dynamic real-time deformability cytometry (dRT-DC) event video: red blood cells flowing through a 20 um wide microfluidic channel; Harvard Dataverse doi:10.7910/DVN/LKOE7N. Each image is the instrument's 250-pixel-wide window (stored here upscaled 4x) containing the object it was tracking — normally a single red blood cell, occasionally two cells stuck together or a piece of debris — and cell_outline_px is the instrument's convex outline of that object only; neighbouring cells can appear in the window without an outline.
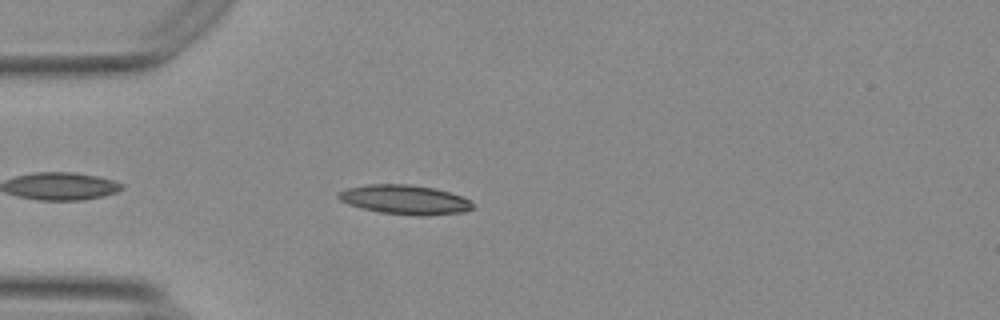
{"species": "Egyptian fruit bat (a non-hibernating species)", "species_latin": "Rousettus aegyptiacus", "temperature_condition": "warm", "stored_images_in_passage": 28, "camera_frame_rate_fps": 3000, "um_per_image_px": 0.085, "animal": {"sex": "female"}, "frame": {"image": 1, "passage_image": 4, "time_ms": 1.0, "image_size_px": [1000, 320], "cell_outline_px": [[472, 208], [464, 212], [428, 216], [416, 216], [380, 212], [348, 204], [340, 200], [336, 196], [336, 192], [348, 188], [368, 184], [408, 184], [432, 188], [448, 192], [460, 196], [468, 200], [472, 204]], "centroid_in_image_um": [34.37, 16.97], "position_along_channel_um": 50.6, "area_um2": 22.83}}
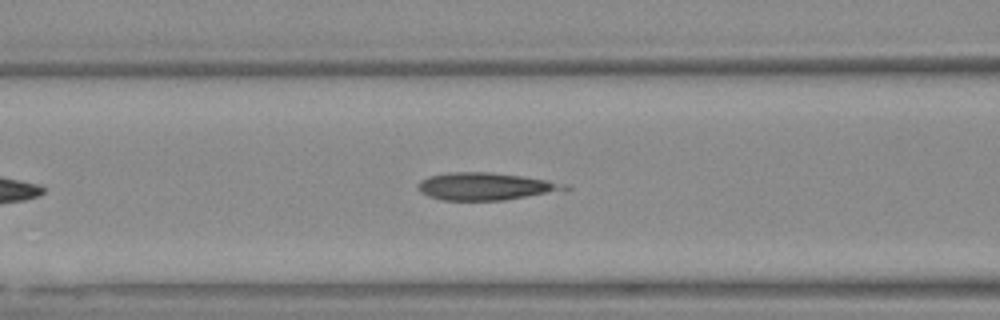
{"frame": {"image": 2, "passage_image": 11, "time_ms": 3.333, "image_size_px": [1000, 320], "cell_outline_px": [[572, 188], [504, 200], [440, 200], [428, 196], [420, 192], [420, 180], [428, 176], [448, 172], [492, 172], [524, 176], [548, 180], [568, 184]], "centroid_in_image_um": [41.25, 15.83], "position_along_channel_um": 125.4, "area_um2": 23.29}}
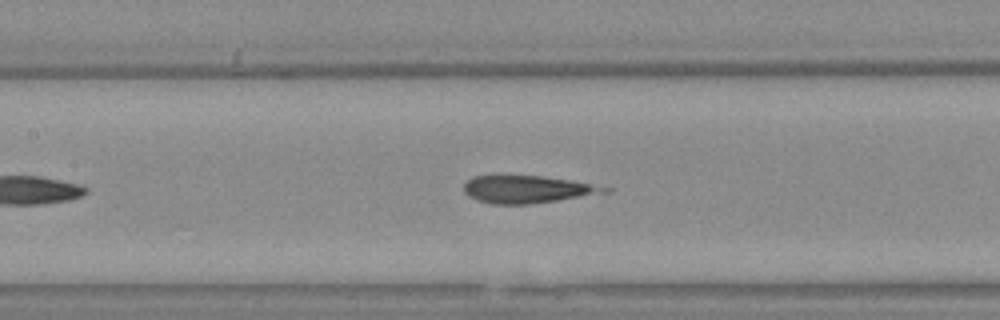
{"frame": {"image": 3, "passage_image": 14, "time_ms": 4.333, "image_size_px": [1000, 320], "cell_outline_px": [[612, 192], [528, 204], [492, 204], [476, 200], [468, 196], [464, 192], [464, 184], [472, 176], [544, 176], [568, 180], [612, 188]], "centroid_in_image_um": [44.8, 16.1], "position_along_channel_um": 162.6, "area_um2": 22.31}}